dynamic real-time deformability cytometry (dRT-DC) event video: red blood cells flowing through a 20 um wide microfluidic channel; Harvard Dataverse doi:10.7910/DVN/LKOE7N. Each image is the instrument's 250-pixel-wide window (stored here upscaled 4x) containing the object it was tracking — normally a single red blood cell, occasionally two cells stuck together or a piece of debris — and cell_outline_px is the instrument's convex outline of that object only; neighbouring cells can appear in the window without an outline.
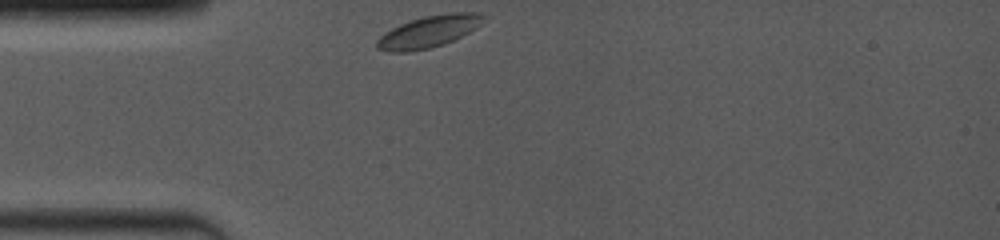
{"species": "common noctule bat (a hibernating species)", "species_latin": "Nyctalus noctula", "temperature_condition": "room temperature", "stored_images_in_passage": 35, "camera_frame_rate_fps": 4000, "um_per_image_px": 0.085, "animal": {"sex": "female", "body_mass_g": 19.0, "forearm_length_mm": 53.3}, "frame": {"image": 1, "passage_image": 1, "time_ms": 0.0, "image_size_px": [1000, 240], "cell_outline_px": [[488, 16], [476, 28], [444, 44], [432, 48], [408, 52], [388, 52], [376, 48], [376, 40], [384, 32], [400, 24], [424, 16], [452, 12], [480, 12]], "centroid_in_image_um": [36.44, 2.68], "position_along_channel_um": 48.6, "area_um2": 19.88}}
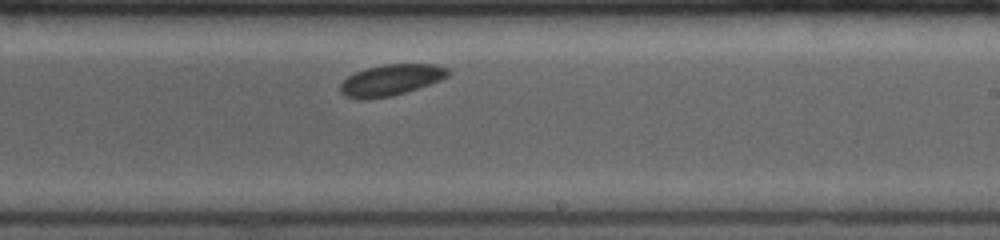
{"frame": {"image": 2, "passage_image": 21, "time_ms": 5.75, "image_size_px": [1000, 240], "cell_outline_px": [[448, 76], [440, 80], [392, 96], [364, 100], [360, 100], [344, 96], [340, 92], [340, 84], [348, 76], [356, 72], [368, 68], [384, 64], [432, 64], [448, 68]], "centroid_in_image_um": [33.17, 6.81], "position_along_channel_um": 255.8, "area_um2": 19.36}}
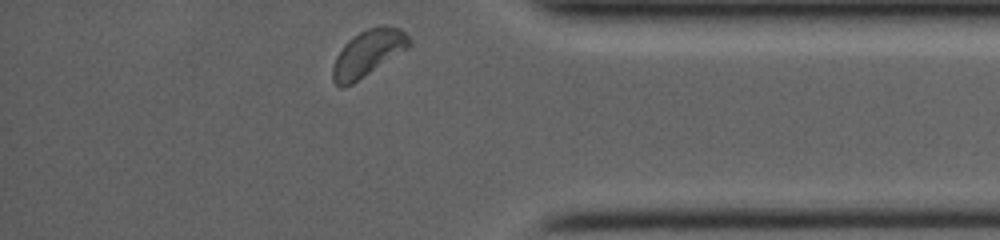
{"frame": {"image": 3, "passage_image": 33, "time_ms": 9.75, "image_size_px": [1000, 240], "cell_outline_px": [[412, 44], [408, 48], [352, 84], [344, 88], [340, 88], [332, 80], [332, 68], [336, 56], [344, 44], [348, 40], [360, 32], [368, 28], [380, 24], [400, 28], [412, 40]], "centroid_in_image_um": [31.27, 4.51], "position_along_channel_um": 403.9, "area_um2": 20.69}}